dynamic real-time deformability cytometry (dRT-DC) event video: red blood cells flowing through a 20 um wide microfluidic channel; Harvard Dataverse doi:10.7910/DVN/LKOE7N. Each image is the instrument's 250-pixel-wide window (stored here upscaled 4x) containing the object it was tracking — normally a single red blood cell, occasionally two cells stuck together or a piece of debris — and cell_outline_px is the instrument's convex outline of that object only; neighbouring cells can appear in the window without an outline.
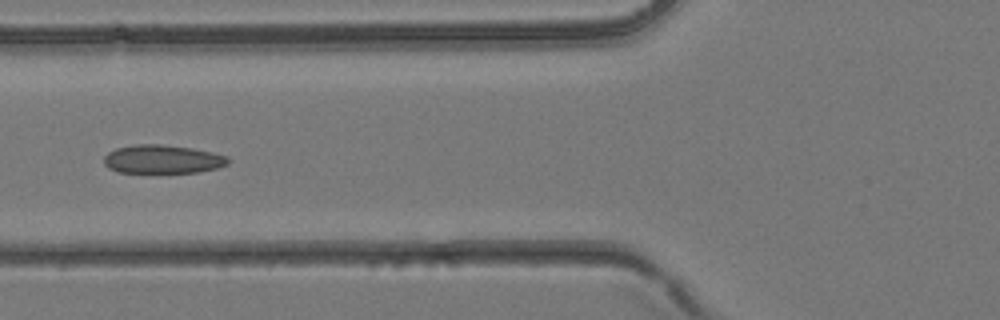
{"species": "common noctule bat (a hibernating species)", "species_latin": "Nyctalus noctula", "temperature_condition": "room temperature", "stored_images_in_passage": 6, "camera_frame_rate_fps": 3000, "um_per_image_px": 0.085, "animal": {"sex": "female", "body_mass_g": 24.6, "forearm_length_mm": 56.2}, "frame": {"image": 1, "passage_image": 6, "time_ms": 1.667, "image_size_px": [1000, 320], "cell_outline_px": [[228, 164], [216, 168], [196, 172], [116, 172], [108, 168], [104, 164], [104, 156], [108, 152], [116, 148], [136, 144], [160, 144], [192, 148], [212, 152], [228, 156]], "centroid_in_image_um": [13.78, 13.52], "position_along_channel_um": 112.0, "area_um2": 20.58}}